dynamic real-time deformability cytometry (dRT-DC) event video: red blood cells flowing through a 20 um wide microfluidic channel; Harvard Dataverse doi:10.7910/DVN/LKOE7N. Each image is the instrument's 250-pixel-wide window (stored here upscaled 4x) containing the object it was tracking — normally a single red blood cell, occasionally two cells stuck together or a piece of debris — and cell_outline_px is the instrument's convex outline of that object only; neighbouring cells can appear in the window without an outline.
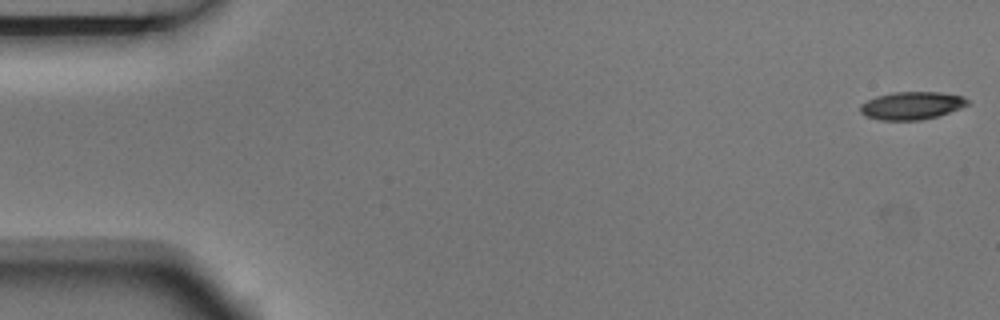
{"species": "Egyptian fruit bat (a non-hibernating species)", "species_latin": "Rousettus aegyptiacus", "temperature_condition": "room temperature", "stored_images_in_passage": 6, "segment_of_instrument_passage": [2, 2], "camera_frame_rate_fps": 3000, "um_per_image_px": 0.085, "animal": {"sex": "male"}, "frame": {"image": 1, "passage_image": 6, "time_ms": 1.667, "image_size_px": [1000, 320], "cell_outline_px": [[968, 104], [960, 108], [936, 116], [920, 120], [880, 120], [864, 116], [860, 112], [860, 104], [876, 96], [892, 92], [940, 92], [964, 96], [968, 100]], "centroid_in_image_um": [77.46, 8.97], "position_along_channel_um": 7.5, "area_um2": 17.34}}